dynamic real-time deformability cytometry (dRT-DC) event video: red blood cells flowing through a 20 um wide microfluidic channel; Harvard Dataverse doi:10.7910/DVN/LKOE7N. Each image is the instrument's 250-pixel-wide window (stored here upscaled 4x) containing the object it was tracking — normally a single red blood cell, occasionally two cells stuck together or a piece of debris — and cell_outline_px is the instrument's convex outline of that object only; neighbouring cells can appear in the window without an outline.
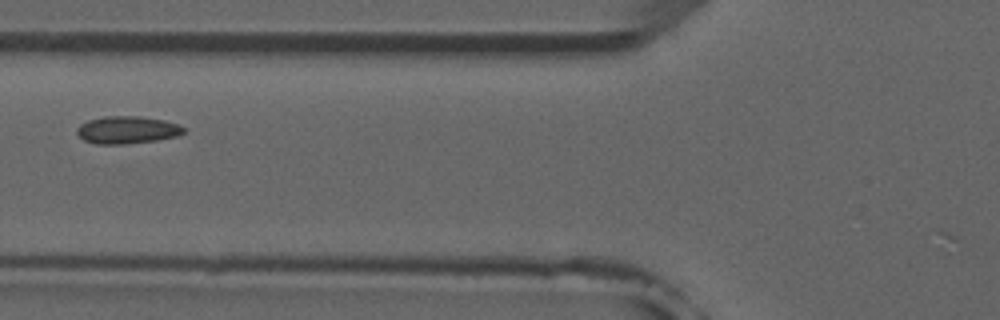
{"species": "common noctule bat (a hibernating species)", "species_latin": "Nyctalus noctula", "temperature_condition": "room temperature", "stored_images_in_passage": 5, "camera_frame_rate_fps": 3000, "um_per_image_px": 0.085, "animal": {"sex": "male", "forearm_length_mm": 52.5}, "frame": {"image": 1, "passage_image": 4, "time_ms": 4.333, "image_size_px": [1000, 320], "cell_outline_px": [[184, 132], [180, 136], [156, 140], [124, 144], [96, 144], [84, 140], [76, 132], [76, 128], [80, 124], [88, 120], [104, 116], [140, 116], [164, 120], [180, 124], [184, 128]], "centroid_in_image_um": [10.82, 11.04], "position_along_channel_um": 115.0, "area_um2": 17.22}}
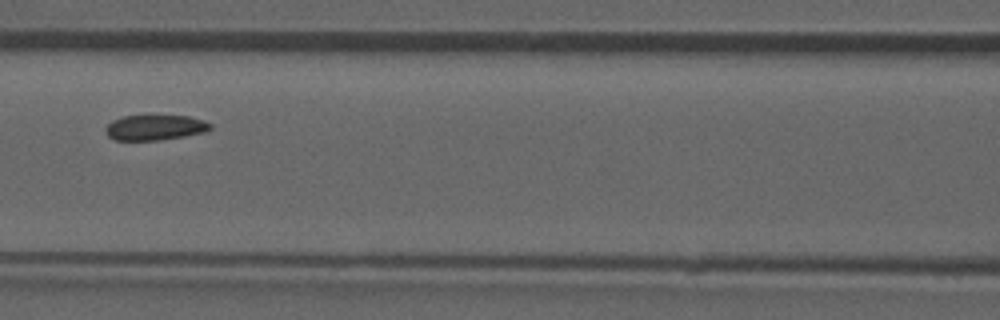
{"frame": {"image": 2, "passage_image": 5, "time_ms": 5.333, "image_size_px": [1000, 320], "cell_outline_px": [[212, 128], [208, 132], [160, 140], [116, 140], [108, 136], [104, 132], [104, 128], [112, 120], [124, 116], [152, 112], [188, 116], [204, 120], [212, 124]], "centroid_in_image_um": [13.19, 10.78], "position_along_channel_um": 153.4, "area_um2": 16.47}}